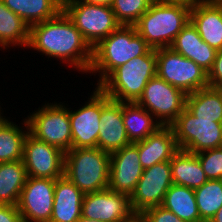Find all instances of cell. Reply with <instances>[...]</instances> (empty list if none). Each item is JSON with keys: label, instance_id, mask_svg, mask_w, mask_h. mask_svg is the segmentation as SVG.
Masks as SVG:
<instances>
[{"label": "cell", "instance_id": "1", "mask_svg": "<svg viewBox=\"0 0 222 222\" xmlns=\"http://www.w3.org/2000/svg\"><path fill=\"white\" fill-rule=\"evenodd\" d=\"M27 47L60 59L83 73L90 70L93 48L63 10L55 17L30 27Z\"/></svg>", "mask_w": 222, "mask_h": 222}, {"label": "cell", "instance_id": "2", "mask_svg": "<svg viewBox=\"0 0 222 222\" xmlns=\"http://www.w3.org/2000/svg\"><path fill=\"white\" fill-rule=\"evenodd\" d=\"M151 49L137 33L135 26L121 25L93 48L92 63L88 72H98V87L117 67L147 54Z\"/></svg>", "mask_w": 222, "mask_h": 222}, {"label": "cell", "instance_id": "3", "mask_svg": "<svg viewBox=\"0 0 222 222\" xmlns=\"http://www.w3.org/2000/svg\"><path fill=\"white\" fill-rule=\"evenodd\" d=\"M191 8L154 1L134 25L152 49L170 47L190 22Z\"/></svg>", "mask_w": 222, "mask_h": 222}, {"label": "cell", "instance_id": "4", "mask_svg": "<svg viewBox=\"0 0 222 222\" xmlns=\"http://www.w3.org/2000/svg\"><path fill=\"white\" fill-rule=\"evenodd\" d=\"M155 76L156 49H151L117 67L98 87L115 101L136 102Z\"/></svg>", "mask_w": 222, "mask_h": 222}, {"label": "cell", "instance_id": "5", "mask_svg": "<svg viewBox=\"0 0 222 222\" xmlns=\"http://www.w3.org/2000/svg\"><path fill=\"white\" fill-rule=\"evenodd\" d=\"M110 154L99 148H76L65 153L64 175L84 194L108 189Z\"/></svg>", "mask_w": 222, "mask_h": 222}, {"label": "cell", "instance_id": "6", "mask_svg": "<svg viewBox=\"0 0 222 222\" xmlns=\"http://www.w3.org/2000/svg\"><path fill=\"white\" fill-rule=\"evenodd\" d=\"M62 10L92 48L121 26L110 6L63 0Z\"/></svg>", "mask_w": 222, "mask_h": 222}, {"label": "cell", "instance_id": "7", "mask_svg": "<svg viewBox=\"0 0 222 222\" xmlns=\"http://www.w3.org/2000/svg\"><path fill=\"white\" fill-rule=\"evenodd\" d=\"M29 134L64 153L72 149L69 108L63 103H47L26 118Z\"/></svg>", "mask_w": 222, "mask_h": 222}, {"label": "cell", "instance_id": "8", "mask_svg": "<svg viewBox=\"0 0 222 222\" xmlns=\"http://www.w3.org/2000/svg\"><path fill=\"white\" fill-rule=\"evenodd\" d=\"M156 75L186 95L209 86L207 72L171 47L156 49Z\"/></svg>", "mask_w": 222, "mask_h": 222}, {"label": "cell", "instance_id": "9", "mask_svg": "<svg viewBox=\"0 0 222 222\" xmlns=\"http://www.w3.org/2000/svg\"><path fill=\"white\" fill-rule=\"evenodd\" d=\"M170 126L180 150L197 154L222 147V123L198 119L186 107Z\"/></svg>", "mask_w": 222, "mask_h": 222}, {"label": "cell", "instance_id": "10", "mask_svg": "<svg viewBox=\"0 0 222 222\" xmlns=\"http://www.w3.org/2000/svg\"><path fill=\"white\" fill-rule=\"evenodd\" d=\"M187 95L157 75L147 83L136 101L162 126H170L186 107Z\"/></svg>", "mask_w": 222, "mask_h": 222}, {"label": "cell", "instance_id": "11", "mask_svg": "<svg viewBox=\"0 0 222 222\" xmlns=\"http://www.w3.org/2000/svg\"><path fill=\"white\" fill-rule=\"evenodd\" d=\"M173 184L170 161L160 162L144 169L130 203L134 213L162 205L164 197Z\"/></svg>", "mask_w": 222, "mask_h": 222}, {"label": "cell", "instance_id": "12", "mask_svg": "<svg viewBox=\"0 0 222 222\" xmlns=\"http://www.w3.org/2000/svg\"><path fill=\"white\" fill-rule=\"evenodd\" d=\"M23 163L29 177L58 179L64 176L65 153L28 133L24 141Z\"/></svg>", "mask_w": 222, "mask_h": 222}, {"label": "cell", "instance_id": "13", "mask_svg": "<svg viewBox=\"0 0 222 222\" xmlns=\"http://www.w3.org/2000/svg\"><path fill=\"white\" fill-rule=\"evenodd\" d=\"M55 181L28 176L17 204L22 222H50Z\"/></svg>", "mask_w": 222, "mask_h": 222}, {"label": "cell", "instance_id": "14", "mask_svg": "<svg viewBox=\"0 0 222 222\" xmlns=\"http://www.w3.org/2000/svg\"><path fill=\"white\" fill-rule=\"evenodd\" d=\"M133 213L129 195L110 189L84 194L82 217L101 222H121Z\"/></svg>", "mask_w": 222, "mask_h": 222}, {"label": "cell", "instance_id": "15", "mask_svg": "<svg viewBox=\"0 0 222 222\" xmlns=\"http://www.w3.org/2000/svg\"><path fill=\"white\" fill-rule=\"evenodd\" d=\"M88 99V102L77 111L72 112L69 109L72 149L97 148L101 116V89L96 86Z\"/></svg>", "mask_w": 222, "mask_h": 222}, {"label": "cell", "instance_id": "16", "mask_svg": "<svg viewBox=\"0 0 222 222\" xmlns=\"http://www.w3.org/2000/svg\"><path fill=\"white\" fill-rule=\"evenodd\" d=\"M144 169L135 143L110 154L108 189L131 196Z\"/></svg>", "mask_w": 222, "mask_h": 222}, {"label": "cell", "instance_id": "17", "mask_svg": "<svg viewBox=\"0 0 222 222\" xmlns=\"http://www.w3.org/2000/svg\"><path fill=\"white\" fill-rule=\"evenodd\" d=\"M131 144L123 124V102L111 99L101 90L100 130L97 148L109 154Z\"/></svg>", "mask_w": 222, "mask_h": 222}, {"label": "cell", "instance_id": "18", "mask_svg": "<svg viewBox=\"0 0 222 222\" xmlns=\"http://www.w3.org/2000/svg\"><path fill=\"white\" fill-rule=\"evenodd\" d=\"M135 144L138 147L143 169L150 168L160 162L170 161L179 150L171 126H161L156 132L144 140L135 142Z\"/></svg>", "mask_w": 222, "mask_h": 222}, {"label": "cell", "instance_id": "19", "mask_svg": "<svg viewBox=\"0 0 222 222\" xmlns=\"http://www.w3.org/2000/svg\"><path fill=\"white\" fill-rule=\"evenodd\" d=\"M84 193L65 175L56 179L50 222H76L81 217Z\"/></svg>", "mask_w": 222, "mask_h": 222}, {"label": "cell", "instance_id": "20", "mask_svg": "<svg viewBox=\"0 0 222 222\" xmlns=\"http://www.w3.org/2000/svg\"><path fill=\"white\" fill-rule=\"evenodd\" d=\"M170 47L187 59L194 61L207 73L211 69L217 54L216 49L202 40L191 21L176 36Z\"/></svg>", "mask_w": 222, "mask_h": 222}, {"label": "cell", "instance_id": "21", "mask_svg": "<svg viewBox=\"0 0 222 222\" xmlns=\"http://www.w3.org/2000/svg\"><path fill=\"white\" fill-rule=\"evenodd\" d=\"M190 21L210 47L222 49V4L200 2L191 8Z\"/></svg>", "mask_w": 222, "mask_h": 222}, {"label": "cell", "instance_id": "22", "mask_svg": "<svg viewBox=\"0 0 222 222\" xmlns=\"http://www.w3.org/2000/svg\"><path fill=\"white\" fill-rule=\"evenodd\" d=\"M174 184L197 189L208 181L195 153L178 150L170 160Z\"/></svg>", "mask_w": 222, "mask_h": 222}, {"label": "cell", "instance_id": "23", "mask_svg": "<svg viewBox=\"0 0 222 222\" xmlns=\"http://www.w3.org/2000/svg\"><path fill=\"white\" fill-rule=\"evenodd\" d=\"M145 108L136 102H123V124L131 143L144 140L162 125Z\"/></svg>", "mask_w": 222, "mask_h": 222}, {"label": "cell", "instance_id": "24", "mask_svg": "<svg viewBox=\"0 0 222 222\" xmlns=\"http://www.w3.org/2000/svg\"><path fill=\"white\" fill-rule=\"evenodd\" d=\"M2 2L31 27L55 17L62 10L63 0H2Z\"/></svg>", "mask_w": 222, "mask_h": 222}, {"label": "cell", "instance_id": "25", "mask_svg": "<svg viewBox=\"0 0 222 222\" xmlns=\"http://www.w3.org/2000/svg\"><path fill=\"white\" fill-rule=\"evenodd\" d=\"M186 108L198 119L222 123V88L208 86L188 94Z\"/></svg>", "mask_w": 222, "mask_h": 222}, {"label": "cell", "instance_id": "26", "mask_svg": "<svg viewBox=\"0 0 222 222\" xmlns=\"http://www.w3.org/2000/svg\"><path fill=\"white\" fill-rule=\"evenodd\" d=\"M27 178L23 160L0 163V204L17 206Z\"/></svg>", "mask_w": 222, "mask_h": 222}, {"label": "cell", "instance_id": "27", "mask_svg": "<svg viewBox=\"0 0 222 222\" xmlns=\"http://www.w3.org/2000/svg\"><path fill=\"white\" fill-rule=\"evenodd\" d=\"M187 222H203L200 218L194 189L172 184L165 194L162 205Z\"/></svg>", "mask_w": 222, "mask_h": 222}, {"label": "cell", "instance_id": "28", "mask_svg": "<svg viewBox=\"0 0 222 222\" xmlns=\"http://www.w3.org/2000/svg\"><path fill=\"white\" fill-rule=\"evenodd\" d=\"M23 130L18 124L4 118L0 122V163L23 160L24 141L29 133L26 119ZM23 130V131H22Z\"/></svg>", "mask_w": 222, "mask_h": 222}, {"label": "cell", "instance_id": "29", "mask_svg": "<svg viewBox=\"0 0 222 222\" xmlns=\"http://www.w3.org/2000/svg\"><path fill=\"white\" fill-rule=\"evenodd\" d=\"M30 27L0 0V47L28 46Z\"/></svg>", "mask_w": 222, "mask_h": 222}, {"label": "cell", "instance_id": "30", "mask_svg": "<svg viewBox=\"0 0 222 222\" xmlns=\"http://www.w3.org/2000/svg\"><path fill=\"white\" fill-rule=\"evenodd\" d=\"M194 193L201 220L209 222L222 206V180H208Z\"/></svg>", "mask_w": 222, "mask_h": 222}, {"label": "cell", "instance_id": "31", "mask_svg": "<svg viewBox=\"0 0 222 222\" xmlns=\"http://www.w3.org/2000/svg\"><path fill=\"white\" fill-rule=\"evenodd\" d=\"M155 0H114L111 8L121 25L134 26Z\"/></svg>", "mask_w": 222, "mask_h": 222}, {"label": "cell", "instance_id": "32", "mask_svg": "<svg viewBox=\"0 0 222 222\" xmlns=\"http://www.w3.org/2000/svg\"><path fill=\"white\" fill-rule=\"evenodd\" d=\"M208 180H222V147L196 154Z\"/></svg>", "mask_w": 222, "mask_h": 222}, {"label": "cell", "instance_id": "33", "mask_svg": "<svg viewBox=\"0 0 222 222\" xmlns=\"http://www.w3.org/2000/svg\"><path fill=\"white\" fill-rule=\"evenodd\" d=\"M142 215L146 222H187L161 205L143 211Z\"/></svg>", "mask_w": 222, "mask_h": 222}, {"label": "cell", "instance_id": "34", "mask_svg": "<svg viewBox=\"0 0 222 222\" xmlns=\"http://www.w3.org/2000/svg\"><path fill=\"white\" fill-rule=\"evenodd\" d=\"M208 85L222 88V49L217 51L216 58L207 73Z\"/></svg>", "mask_w": 222, "mask_h": 222}, {"label": "cell", "instance_id": "35", "mask_svg": "<svg viewBox=\"0 0 222 222\" xmlns=\"http://www.w3.org/2000/svg\"><path fill=\"white\" fill-rule=\"evenodd\" d=\"M0 222H22L17 206L0 204Z\"/></svg>", "mask_w": 222, "mask_h": 222}, {"label": "cell", "instance_id": "36", "mask_svg": "<svg viewBox=\"0 0 222 222\" xmlns=\"http://www.w3.org/2000/svg\"><path fill=\"white\" fill-rule=\"evenodd\" d=\"M156 1L164 4L182 5L189 8H193L200 2H203V0H156Z\"/></svg>", "mask_w": 222, "mask_h": 222}, {"label": "cell", "instance_id": "37", "mask_svg": "<svg viewBox=\"0 0 222 222\" xmlns=\"http://www.w3.org/2000/svg\"><path fill=\"white\" fill-rule=\"evenodd\" d=\"M88 4L100 5V6H112L114 0H79Z\"/></svg>", "mask_w": 222, "mask_h": 222}, {"label": "cell", "instance_id": "38", "mask_svg": "<svg viewBox=\"0 0 222 222\" xmlns=\"http://www.w3.org/2000/svg\"><path fill=\"white\" fill-rule=\"evenodd\" d=\"M121 222H146V220L143 217L142 213H133L130 217L124 219Z\"/></svg>", "mask_w": 222, "mask_h": 222}, {"label": "cell", "instance_id": "39", "mask_svg": "<svg viewBox=\"0 0 222 222\" xmlns=\"http://www.w3.org/2000/svg\"><path fill=\"white\" fill-rule=\"evenodd\" d=\"M209 222H222V206L216 212V214L211 218Z\"/></svg>", "mask_w": 222, "mask_h": 222}, {"label": "cell", "instance_id": "40", "mask_svg": "<svg viewBox=\"0 0 222 222\" xmlns=\"http://www.w3.org/2000/svg\"><path fill=\"white\" fill-rule=\"evenodd\" d=\"M76 222H101V221L94 220V219H88V218L81 216Z\"/></svg>", "mask_w": 222, "mask_h": 222}, {"label": "cell", "instance_id": "41", "mask_svg": "<svg viewBox=\"0 0 222 222\" xmlns=\"http://www.w3.org/2000/svg\"><path fill=\"white\" fill-rule=\"evenodd\" d=\"M203 2L209 4H222V0H203Z\"/></svg>", "mask_w": 222, "mask_h": 222}, {"label": "cell", "instance_id": "42", "mask_svg": "<svg viewBox=\"0 0 222 222\" xmlns=\"http://www.w3.org/2000/svg\"><path fill=\"white\" fill-rule=\"evenodd\" d=\"M0 108H1V107H0ZM1 111H2V110L0 109V122H1V120L4 118V117L1 115V114H2Z\"/></svg>", "mask_w": 222, "mask_h": 222}]
</instances>
